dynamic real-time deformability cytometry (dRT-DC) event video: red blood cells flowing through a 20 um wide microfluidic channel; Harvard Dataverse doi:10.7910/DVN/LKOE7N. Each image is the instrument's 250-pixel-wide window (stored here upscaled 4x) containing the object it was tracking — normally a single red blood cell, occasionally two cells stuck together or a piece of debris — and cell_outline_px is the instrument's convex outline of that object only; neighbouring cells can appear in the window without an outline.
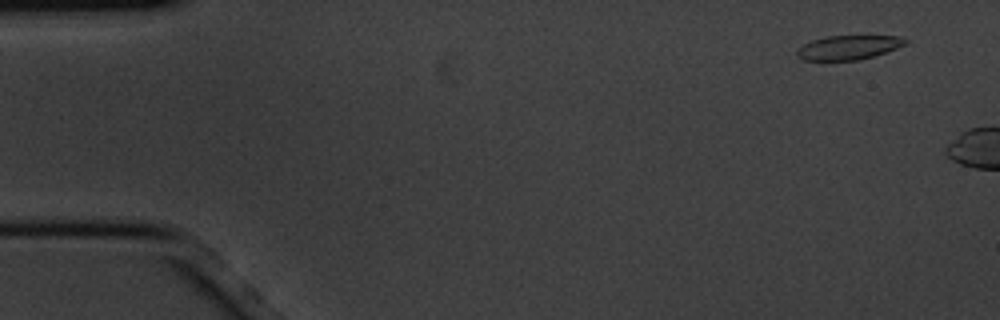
{"species": "common noctule bat (a hibernating species)", "species_latin": "Nyctalus noctula", "temperature_condition": "cold", "stored_images_in_passage": 3, "camera_frame_rate_fps": 3000, "um_per_image_px": 0.085, "animal": {"sex": "male", "body_mass_g": 20.1, "forearm_length_mm": 53.5}, "frame": {"image": 1, "passage_image": 1, "time_ms": 0.0, "image_size_px": [1000, 320], "cell_outline_px": [[908, 44], [872, 56], [856, 60], [804, 60], [796, 56], [796, 52], [804, 44], [812, 40], [828, 36], [896, 36], [908, 40]], "centroid_in_image_um": [72.11, 4.03], "position_along_channel_um": 12.9, "area_um2": 15.03}}